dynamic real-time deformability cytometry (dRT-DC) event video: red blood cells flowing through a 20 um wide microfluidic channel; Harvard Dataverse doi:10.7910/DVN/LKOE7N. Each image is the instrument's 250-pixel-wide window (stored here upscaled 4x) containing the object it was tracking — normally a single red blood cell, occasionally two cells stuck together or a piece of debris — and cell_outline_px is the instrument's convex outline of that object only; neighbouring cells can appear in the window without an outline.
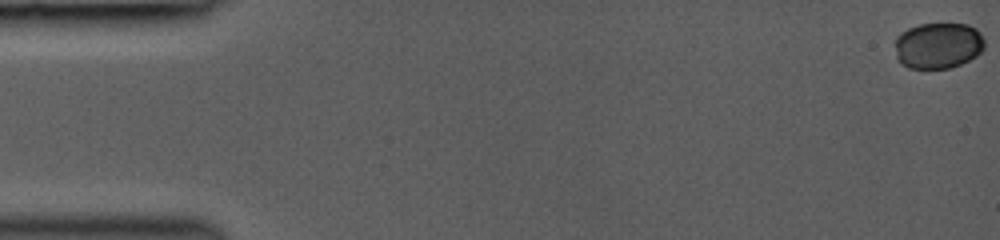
{"species": "common noctule bat (a hibernating species)", "species_latin": "Nyctalus noctula", "temperature_condition": "room temperature", "stored_images_in_passage": 45, "camera_frame_rate_fps": 3000, "um_per_image_px": 0.085, "animal": {"sex": "female", "body_mass_g": 19.0, "forearm_length_mm": 53.3}, "frame": {"image": 1, "passage_image": 1, "time_ms": 0.0, "image_size_px": [1000, 240], "cell_outline_px": [[984, 48], [976, 56], [960, 64], [948, 68], [908, 68], [900, 64], [896, 60], [896, 36], [900, 32], [908, 28], [920, 24], [968, 24], [976, 28], [980, 32], [984, 40]], "centroid_in_image_um": [79.72, 3.87], "position_along_channel_um": 5.3, "area_um2": 24.22}}
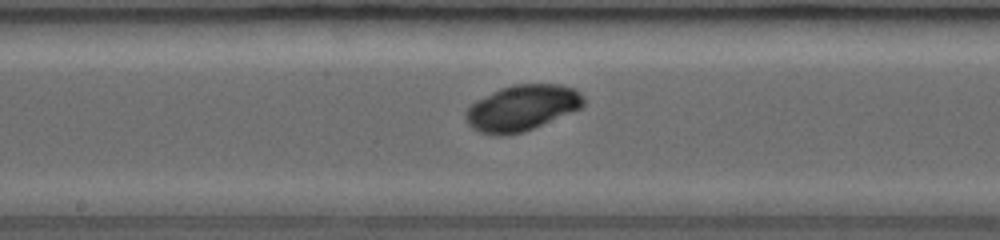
{"frame": {"image": 2, "passage_image": 26, "time_ms": 8.333, "image_size_px": [1000, 240], "cell_outline_px": [[584, 104], [580, 108], [532, 128], [520, 132], [504, 136], [496, 136], [480, 132], [472, 128], [468, 124], [464, 116], [464, 112], [476, 100], [500, 88], [512, 84], [560, 84], [572, 88], [580, 92], [584, 96]], "centroid_in_image_um": [44.33, 9.16], "position_along_channel_um": 203.9, "area_um2": 31.27}}
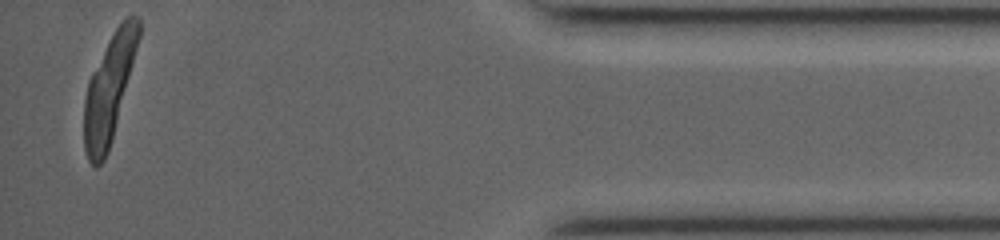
{"frame": {"image": 3, "passage_image": 45, "time_ms": 14.667, "image_size_px": [1000, 240], "cell_outline_px": [[140, 36], [112, 140], [108, 152], [104, 160], [96, 168], [88, 160], [84, 148], [84, 100], [88, 80], [92, 72], [116, 28], [128, 16], [136, 16], [140, 20]], "centroid_in_image_um": [9.25, 7.61], "position_along_channel_um": 425.9, "area_um2": 33.12}}